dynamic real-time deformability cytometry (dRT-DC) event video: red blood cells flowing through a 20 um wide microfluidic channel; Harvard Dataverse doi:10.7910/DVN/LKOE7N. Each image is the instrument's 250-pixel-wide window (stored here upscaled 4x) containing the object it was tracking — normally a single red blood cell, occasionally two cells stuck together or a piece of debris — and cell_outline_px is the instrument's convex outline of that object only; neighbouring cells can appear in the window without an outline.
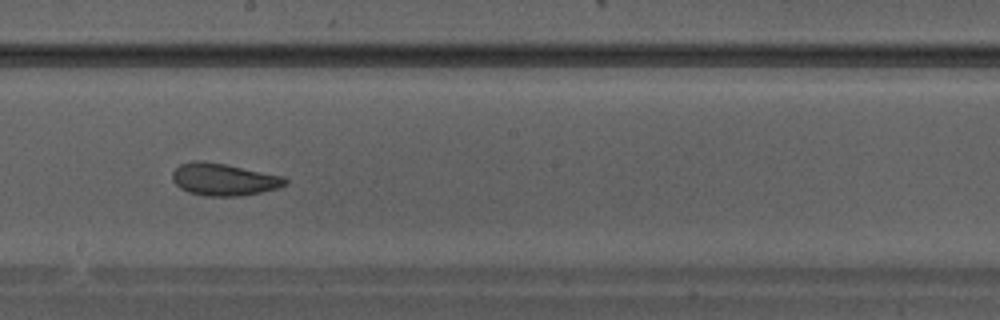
{"species": "Egyptian fruit bat (a non-hibernating species)", "species_latin": "Rousettus aegyptiacus", "temperature_condition": "warm", "stored_images_in_passage": 35, "camera_frame_rate_fps": 3000, "um_per_image_px": 0.085, "animal": {"sex": "male"}, "frame": {"image": 1, "passage_image": 20, "time_ms": 6.333, "image_size_px": [1000, 320], "cell_outline_px": [[288, 184], [276, 188], [260, 192], [236, 196], [204, 196], [188, 192], [180, 188], [172, 180], [172, 172], [180, 164], [192, 160], [200, 160], [224, 164], [284, 176], [288, 180]], "centroid_in_image_um": [18.99, 15.25], "position_along_channel_um": 229.2, "area_um2": 21.15}}